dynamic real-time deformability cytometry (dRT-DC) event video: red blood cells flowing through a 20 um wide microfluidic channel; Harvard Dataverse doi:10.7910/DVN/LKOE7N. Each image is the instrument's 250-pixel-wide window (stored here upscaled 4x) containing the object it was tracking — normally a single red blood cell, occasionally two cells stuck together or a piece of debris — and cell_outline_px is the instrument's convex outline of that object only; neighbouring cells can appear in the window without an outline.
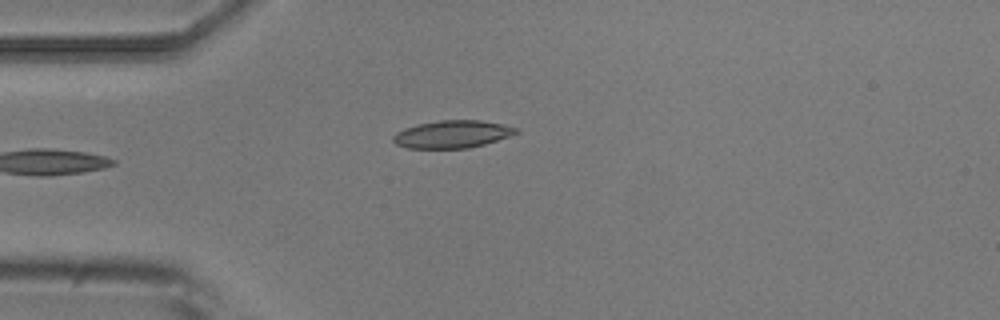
{"species": "common noctule bat (a hibernating species)", "species_latin": "Nyctalus noctula", "temperature_condition": "room temperature", "stored_images_in_passage": 4, "camera_frame_rate_fps": 3000, "um_per_image_px": 0.085, "animal": {"sex": "male", "body_mass_g": 20.5, "forearm_length_mm": 52.5}, "frame": {"image": 1, "passage_image": 4, "time_ms": 3.333, "image_size_px": [1000, 320], "cell_outline_px": [[520, 132], [484, 144], [468, 148], [408, 148], [396, 144], [392, 140], [392, 136], [396, 132], [404, 128], [416, 124], [440, 120], [480, 120], [504, 124], [520, 128]], "centroid_in_image_um": [38.44, 11.39], "position_along_channel_um": 46.6, "area_um2": 19.83}}